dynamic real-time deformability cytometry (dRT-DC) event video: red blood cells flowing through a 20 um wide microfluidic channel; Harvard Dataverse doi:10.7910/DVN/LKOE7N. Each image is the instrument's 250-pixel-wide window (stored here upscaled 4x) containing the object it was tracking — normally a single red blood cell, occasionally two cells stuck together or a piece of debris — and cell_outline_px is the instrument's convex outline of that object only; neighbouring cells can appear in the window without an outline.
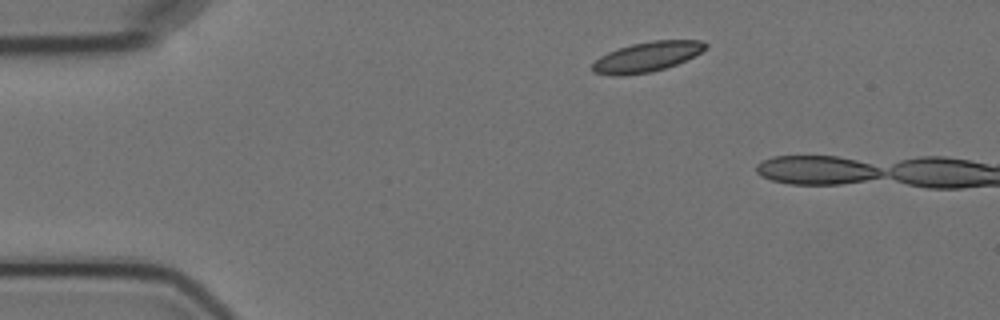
{"species": "Egyptian fruit bat (a non-hibernating species)", "species_latin": "Rousettus aegyptiacus", "temperature_condition": "cold", "stored_images_in_passage": 3, "camera_frame_rate_fps": 3000, "um_per_image_px": 0.085, "animal": {"sex": "female"}, "frame": {"image": 1, "passage_image": 2, "time_ms": 1.333, "image_size_px": [1000, 320], "cell_outline_px": [[708, 48], [676, 64], [652, 72], [624, 76], [612, 76], [592, 72], [592, 64], [600, 56], [608, 52], [632, 44], [652, 40], [700, 40], [708, 44]], "centroid_in_image_um": [54.96, 4.84], "position_along_channel_um": 30.0, "area_um2": 19.71}}